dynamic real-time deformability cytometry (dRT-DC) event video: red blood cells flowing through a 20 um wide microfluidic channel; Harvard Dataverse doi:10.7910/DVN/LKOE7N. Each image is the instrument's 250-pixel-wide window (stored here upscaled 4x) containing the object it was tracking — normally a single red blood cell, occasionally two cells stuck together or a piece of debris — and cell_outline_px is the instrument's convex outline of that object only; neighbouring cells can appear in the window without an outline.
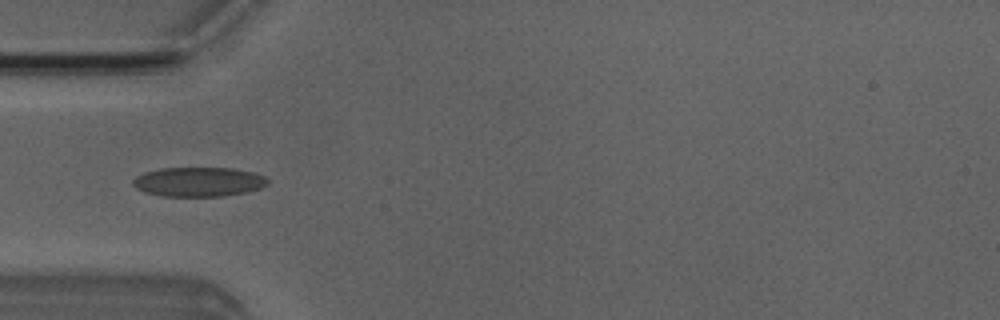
{"species": "Egyptian fruit bat (a non-hibernating species)", "species_latin": "Rousettus aegyptiacus", "temperature_condition": "room temperature", "stored_images_in_passage": 5, "camera_frame_rate_fps": 3000, "um_per_image_px": 0.085, "animal": {"sex": "male"}, "frame": {"image": 1, "passage_image": 5, "time_ms": 4.667, "image_size_px": [1000, 320], "cell_outline_px": [[268, 184], [260, 188], [248, 192], [224, 196], [160, 196], [144, 192], [136, 188], [132, 184], [132, 180], [136, 176], [144, 172], [164, 168], [232, 168], [252, 172], [264, 176], [268, 180]], "centroid_in_image_um": [16.87, 15.46], "position_along_channel_um": 68.1, "area_um2": 23.18}}